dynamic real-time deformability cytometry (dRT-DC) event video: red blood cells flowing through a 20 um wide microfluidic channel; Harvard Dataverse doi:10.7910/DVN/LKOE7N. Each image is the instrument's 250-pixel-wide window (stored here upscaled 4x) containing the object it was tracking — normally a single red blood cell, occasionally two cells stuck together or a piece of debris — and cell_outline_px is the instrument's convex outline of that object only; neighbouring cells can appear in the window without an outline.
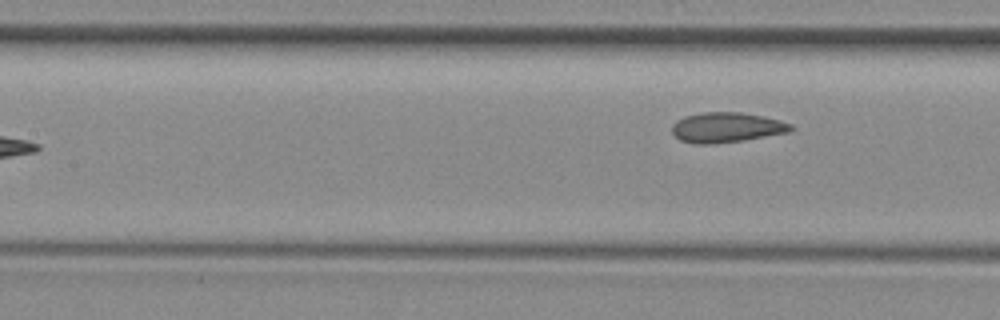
{"species": "common noctule bat (a hibernating species)", "species_latin": "Nyctalus noctula", "temperature_condition": "room temperature", "stored_images_in_passage": 6, "camera_frame_rate_fps": 3000, "um_per_image_px": 0.085, "animal": {"sex": "female", "body_mass_g": 29.2, "forearm_length_mm": 56.3}, "frame": {"image": 1, "passage_image": 6, "time_ms": 6.0, "image_size_px": [1000, 320], "cell_outline_px": [[796, 128], [788, 132], [744, 140], [712, 144], [696, 144], [680, 140], [672, 132], [672, 124], [676, 120], [684, 116], [700, 112], [740, 112], [764, 116], [780, 120], [792, 124]], "centroid_in_image_um": [61.75, 10.82], "position_along_channel_um": 145.6, "area_um2": 20.98}}